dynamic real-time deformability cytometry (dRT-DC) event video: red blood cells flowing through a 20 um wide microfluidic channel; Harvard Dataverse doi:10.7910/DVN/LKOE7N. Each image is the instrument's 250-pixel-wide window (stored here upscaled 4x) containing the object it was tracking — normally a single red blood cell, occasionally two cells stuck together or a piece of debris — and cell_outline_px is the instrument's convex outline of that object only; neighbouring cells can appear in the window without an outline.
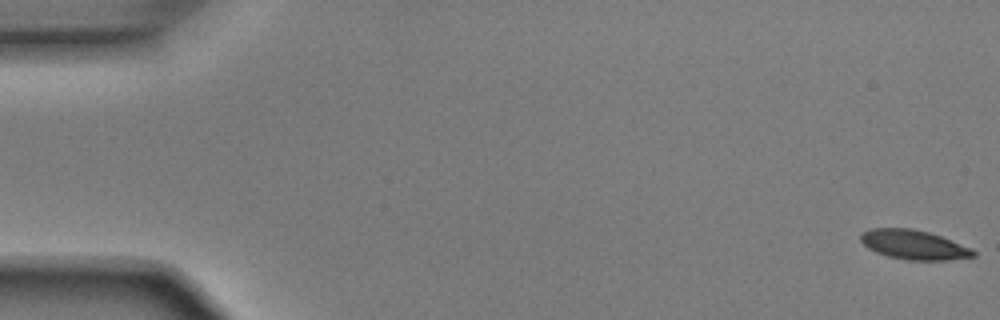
{"species": "Egyptian fruit bat (a non-hibernating species)", "species_latin": "Rousettus aegyptiacus", "temperature_condition": "room temperature", "stored_images_in_passage": 52, "camera_frame_rate_fps": 3000, "um_per_image_px": 0.085, "animal": {"sex": "male"}, "frame": {"image": 1, "passage_image": 1, "time_ms": 0.0, "image_size_px": [1000, 320], "cell_outline_px": [[976, 256], [948, 260], [908, 260], [888, 256], [876, 252], [868, 248], [860, 240], [860, 232], [872, 228], [912, 228], [928, 232], [940, 236], [972, 248], [976, 252]], "centroid_in_image_um": [77.66, 20.8], "position_along_channel_um": 7.3, "area_um2": 19.31}}
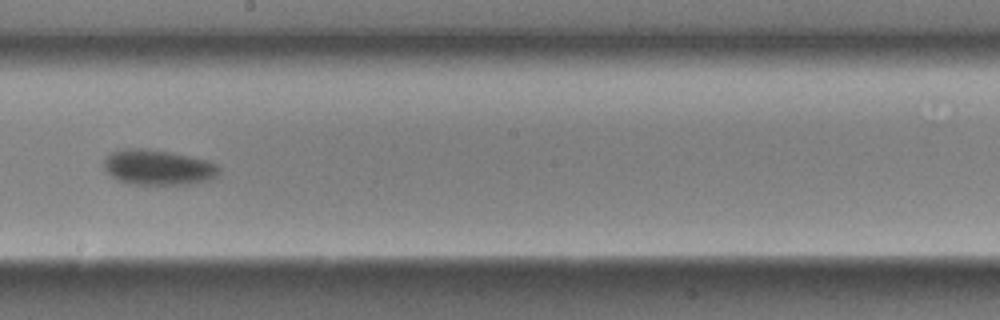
{"frame": {"image": 2, "passage_image": 30, "time_ms": 9.667, "image_size_px": [1000, 320], "cell_outline_px": [[220, 172], [216, 176], [208, 180], [188, 184], [132, 184], [120, 180], [112, 176], [104, 168], [104, 160], [112, 152], [120, 148], [144, 148], [168, 152], [208, 160], [216, 164], [220, 168]], "centroid_in_image_um": [13.44, 14.22], "position_along_channel_um": 234.8, "area_um2": 23.47}}
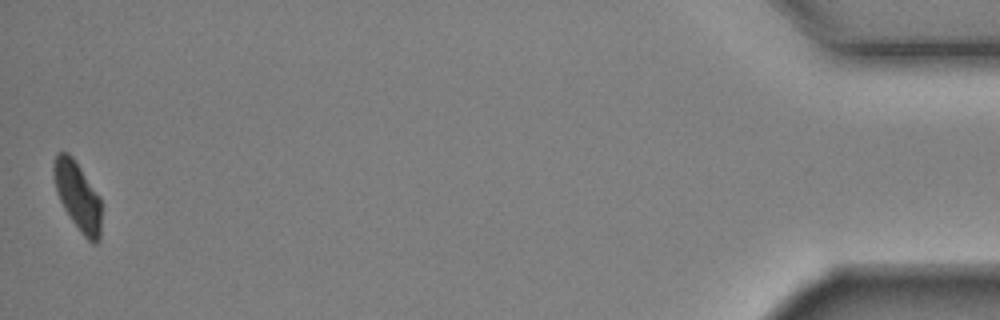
{"frame": {"image": 3, "passage_image": 52, "time_ms": 17.0, "image_size_px": [1000, 320], "cell_outline_px": [[100, 240], [96, 244], [92, 244], [80, 232], [64, 208], [56, 192], [52, 172], [52, 164], [56, 152], [68, 152], [72, 156], [100, 196]], "centroid_in_image_um": [6.58, 16.65], "position_along_channel_um": 428.6, "area_um2": 19.13}, "authors_computed_cell_mechanics": {"area_um2": 21.3282, "velocity_mm_per_s": 3.894, "shape_relaxation_time_tau1_ms": 2.992, "shape_relaxation_time_tau2_ms": null, "deformation_change_tau1": 0.1094, "deformation_change_tau2": null}}